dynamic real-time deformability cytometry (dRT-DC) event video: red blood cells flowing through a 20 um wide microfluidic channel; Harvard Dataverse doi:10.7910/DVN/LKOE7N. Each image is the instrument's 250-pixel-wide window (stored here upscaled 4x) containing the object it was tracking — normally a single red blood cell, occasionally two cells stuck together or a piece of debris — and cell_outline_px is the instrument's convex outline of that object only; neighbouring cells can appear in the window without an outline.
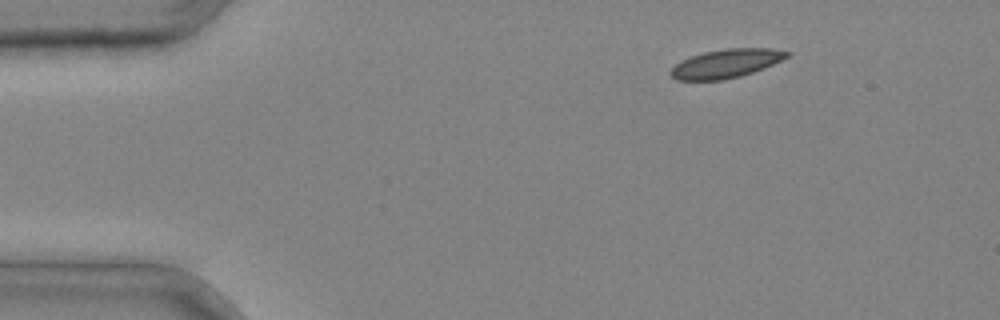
{"species": "common noctule bat (a hibernating species)", "species_latin": "Nyctalus noctula", "temperature_condition": "cold", "stored_images_in_passage": 4, "camera_frame_rate_fps": 3000, "um_per_image_px": 0.085, "animal": {"sex": "male", "body_mass_g": 20.4}, "frame": {"image": 1, "passage_image": 1, "time_ms": 0.0, "image_size_px": [1000, 320], "cell_outline_px": [[792, 52], [788, 56], [764, 68], [740, 76], [720, 80], [676, 80], [668, 72], [676, 64], [692, 56], [704, 52], [728, 48], [772, 48]], "centroid_in_image_um": [61.72, 5.39], "position_along_channel_um": 23.3, "area_um2": 19.19}}
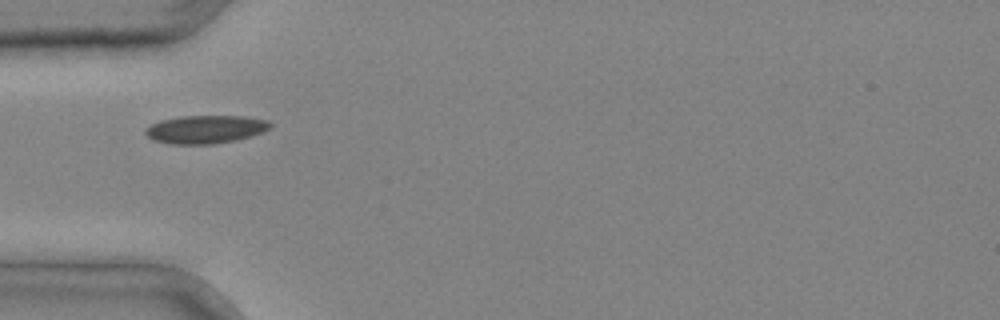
{"frame": {"image": 2, "passage_image": 3, "time_ms": 0.667, "image_size_px": [1000, 320], "cell_outline_px": [[272, 124], [268, 128], [260, 132], [236, 140], [212, 144], [172, 144], [152, 140], [144, 132], [152, 124], [160, 120], [180, 116], [244, 116], [268, 120]], "centroid_in_image_um": [17.44, 10.99], "position_along_channel_um": 67.6, "area_um2": 20.23}}